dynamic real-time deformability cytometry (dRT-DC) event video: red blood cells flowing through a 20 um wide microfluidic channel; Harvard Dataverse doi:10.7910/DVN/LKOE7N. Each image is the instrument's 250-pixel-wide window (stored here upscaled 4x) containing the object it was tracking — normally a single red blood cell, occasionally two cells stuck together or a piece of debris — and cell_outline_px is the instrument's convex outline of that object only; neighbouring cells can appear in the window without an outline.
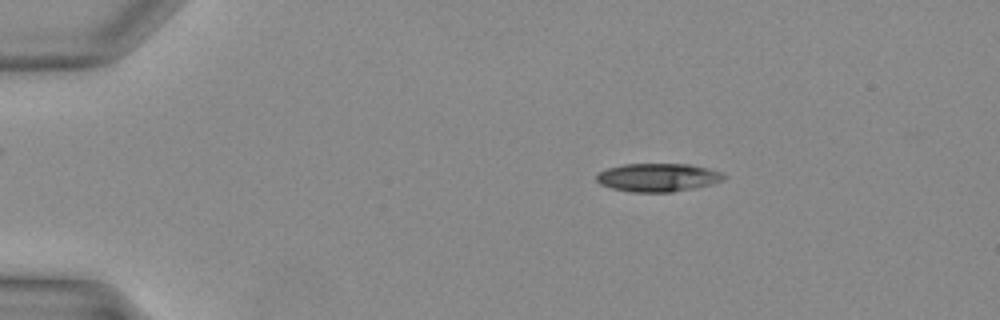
{"species": "Egyptian fruit bat (a non-hibernating species)", "species_latin": "Rousettus aegyptiacus", "temperature_condition": "warm", "stored_images_in_passage": 33, "camera_frame_rate_fps": 3000, "um_per_image_px": 0.085, "animal": {"sex": "female"}, "frame": {"image": 1, "passage_image": 1, "time_ms": 0.0, "image_size_px": [1000, 320], "cell_outline_px": [[728, 176], [724, 180], [712, 184], [672, 192], [632, 192], [612, 188], [600, 184], [596, 180], [596, 172], [608, 168], [624, 164], [688, 164], [708, 168], [720, 172]], "centroid_in_image_um": [55.91, 15.08], "position_along_channel_um": 29.1, "area_um2": 21.04}}
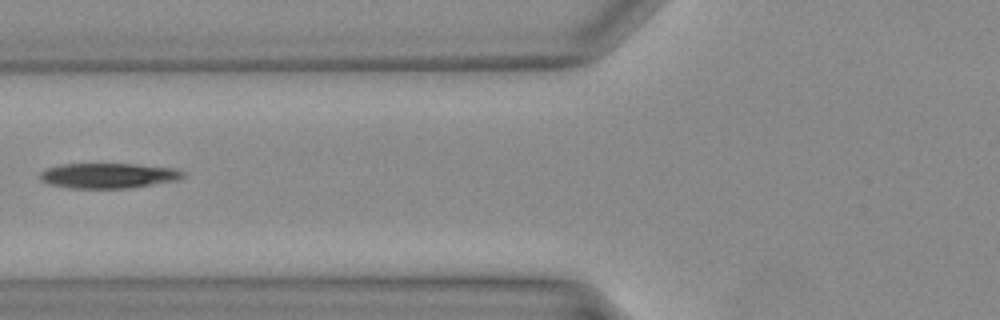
{"frame": {"image": 2, "passage_image": 10, "time_ms": 3.0, "image_size_px": [1000, 320], "cell_outline_px": [[184, 176], [176, 180], [128, 188], [68, 188], [48, 184], [40, 180], [40, 172], [44, 168], [60, 164], [136, 164], [176, 168], [184, 172]], "centroid_in_image_um": [9.15, 14.92], "position_along_channel_um": 116.7, "area_um2": 21.04}}
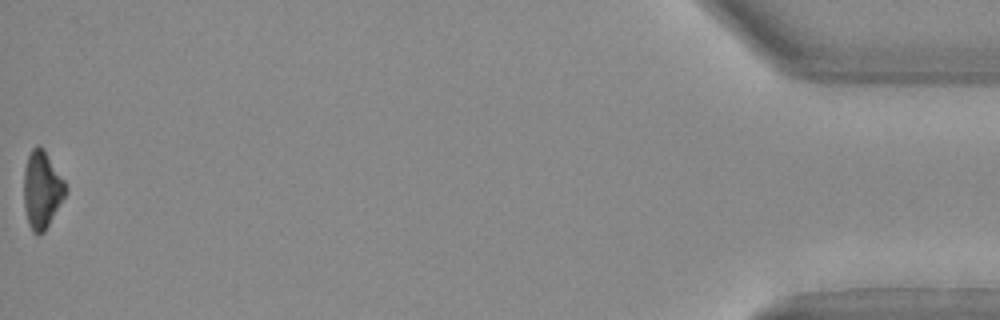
{"frame": {"image": 3, "passage_image": 33, "time_ms": 10.667, "image_size_px": [1000, 320], "cell_outline_px": [[68, 192], [44, 232], [36, 236], [32, 232], [28, 224], [24, 208], [24, 168], [28, 156], [32, 148], [36, 144], [40, 144], [44, 148], [64, 180], [68, 188]], "centroid_in_image_um": [3.57, 16.12], "position_along_channel_um": 431.6, "area_um2": 19.19}}